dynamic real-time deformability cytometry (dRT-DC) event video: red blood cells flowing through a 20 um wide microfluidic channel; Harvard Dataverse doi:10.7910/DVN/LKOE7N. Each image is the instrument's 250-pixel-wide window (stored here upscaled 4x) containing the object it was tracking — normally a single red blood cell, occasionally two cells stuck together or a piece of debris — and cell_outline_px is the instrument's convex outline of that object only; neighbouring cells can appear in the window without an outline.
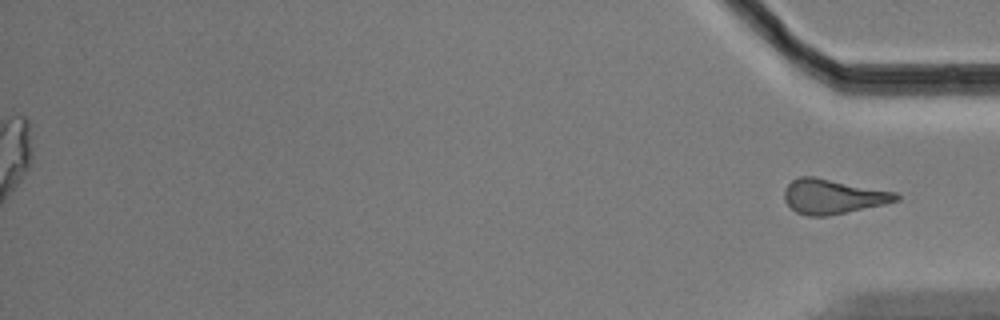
{"species": "Egyptian fruit bat (a non-hibernating species)", "species_latin": "Rousettus aegyptiacus", "temperature_condition": "cold", "stored_images_in_passage": 58, "segment_of_instrument_passage": [2, 2], "camera_frame_rate_fps": 3000, "um_per_image_px": 0.085, "animal": {"sex": "male"}, "frame": {"image": 1, "passage_image": 58, "time_ms": 19.0, "image_size_px": [1000, 320], "cell_outline_px": [[900, 200], [884, 204], [824, 216], [808, 216], [796, 212], [784, 200], [784, 188], [792, 180], [800, 176], [816, 176], [896, 192], [900, 196]], "centroid_in_image_um": [70.78, 16.68], "position_along_channel_um": 364.4, "area_um2": 22.54}}